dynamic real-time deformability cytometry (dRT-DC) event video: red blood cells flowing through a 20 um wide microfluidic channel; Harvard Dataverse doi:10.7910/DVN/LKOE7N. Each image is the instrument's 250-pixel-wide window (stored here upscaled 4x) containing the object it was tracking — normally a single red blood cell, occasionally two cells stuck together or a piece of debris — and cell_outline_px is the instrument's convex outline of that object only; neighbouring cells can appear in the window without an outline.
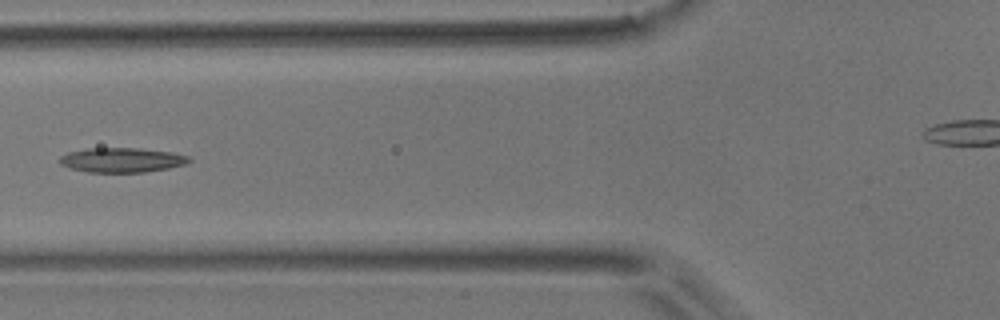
{"species": "common noctule bat (a hibernating species)", "species_latin": "Nyctalus noctula", "temperature_condition": "room temperature", "stored_images_in_passage": 5, "camera_frame_rate_fps": 3000, "um_per_image_px": 0.085, "animal": {"sex": "male", "body_mass_g": 17.9}, "frame": {"image": 1, "passage_image": 5, "time_ms": 1.333, "image_size_px": [1000, 320], "cell_outline_px": [[192, 160], [184, 164], [168, 168], [144, 172], [88, 172], [68, 168], [60, 164], [60, 156], [68, 152], [88, 148], [140, 148], [172, 152], [188, 156]], "centroid_in_image_um": [10.33, 13.6], "position_along_channel_um": 115.5, "area_um2": 18.55}}